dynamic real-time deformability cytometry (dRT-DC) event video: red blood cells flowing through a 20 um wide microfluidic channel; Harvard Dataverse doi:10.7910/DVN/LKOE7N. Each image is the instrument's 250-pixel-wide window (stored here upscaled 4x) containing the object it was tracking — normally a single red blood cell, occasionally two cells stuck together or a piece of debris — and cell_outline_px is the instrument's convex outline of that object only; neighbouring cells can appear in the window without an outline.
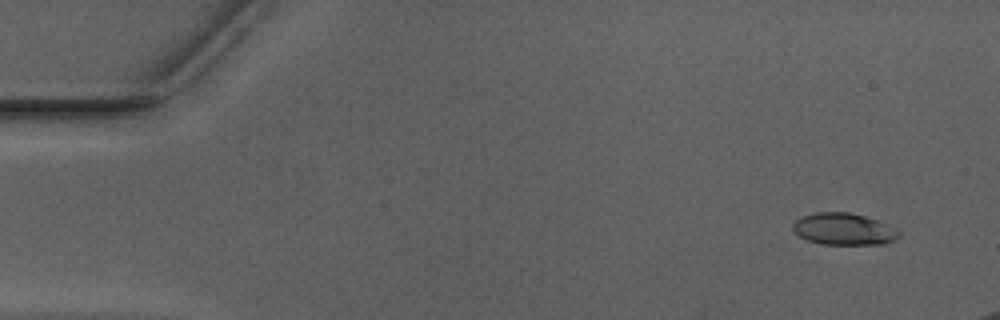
{"species": "Egyptian fruit bat (a non-hibernating species)", "species_latin": "Rousettus aegyptiacus", "temperature_condition": "warm", "stored_images_in_passage": 48, "camera_frame_rate_fps": 3000, "um_per_image_px": 0.085, "animal": {"sex": "male"}, "frame": {"image": 1, "passage_image": 4, "time_ms": 1.0, "image_size_px": [1000, 320], "cell_outline_px": [[900, 236], [896, 240], [884, 244], [824, 244], [808, 240], [800, 236], [792, 228], [792, 224], [796, 220], [804, 216], [820, 212], [848, 212], [864, 216], [900, 228]], "centroid_in_image_um": [71.8, 19.48], "position_along_channel_um": 13.2, "area_um2": 19.65}}
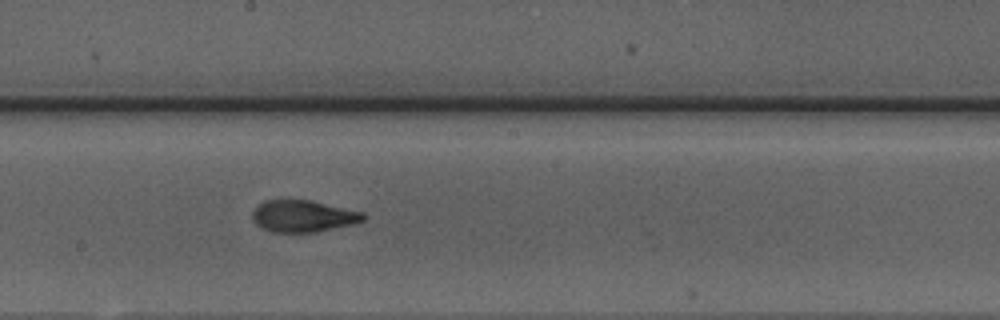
{"frame": {"image": 2, "passage_image": 29, "time_ms": 9.333, "image_size_px": [1000, 320], "cell_outline_px": [[368, 216], [364, 220], [352, 224], [316, 232], [272, 232], [260, 228], [252, 220], [252, 212], [256, 204], [264, 200], [308, 200], [364, 212]], "centroid_in_image_um": [25.73, 18.37], "position_along_channel_um": 222.5, "area_um2": 20.69}}
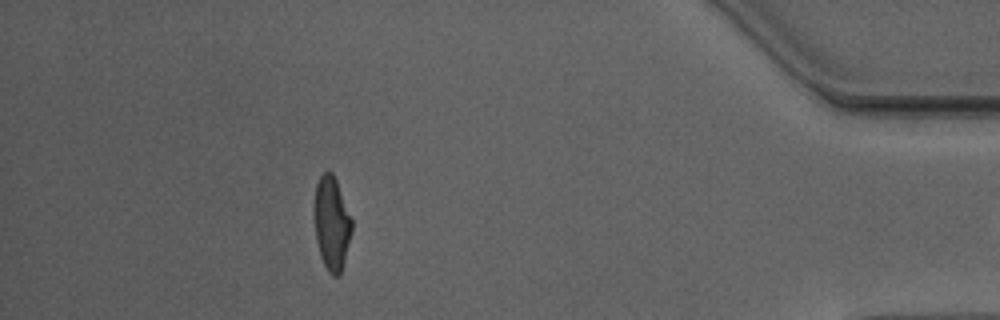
{"frame": {"image": 3, "passage_image": 47, "time_ms": 15.333, "image_size_px": [1000, 320], "cell_outline_px": [[352, 232], [340, 276], [332, 276], [328, 272], [320, 256], [316, 240], [316, 184], [320, 176], [328, 168], [332, 172], [336, 180], [352, 220]], "centroid_in_image_um": [28.22, 19.01], "position_along_channel_um": 407.0, "area_um2": 20.06}}